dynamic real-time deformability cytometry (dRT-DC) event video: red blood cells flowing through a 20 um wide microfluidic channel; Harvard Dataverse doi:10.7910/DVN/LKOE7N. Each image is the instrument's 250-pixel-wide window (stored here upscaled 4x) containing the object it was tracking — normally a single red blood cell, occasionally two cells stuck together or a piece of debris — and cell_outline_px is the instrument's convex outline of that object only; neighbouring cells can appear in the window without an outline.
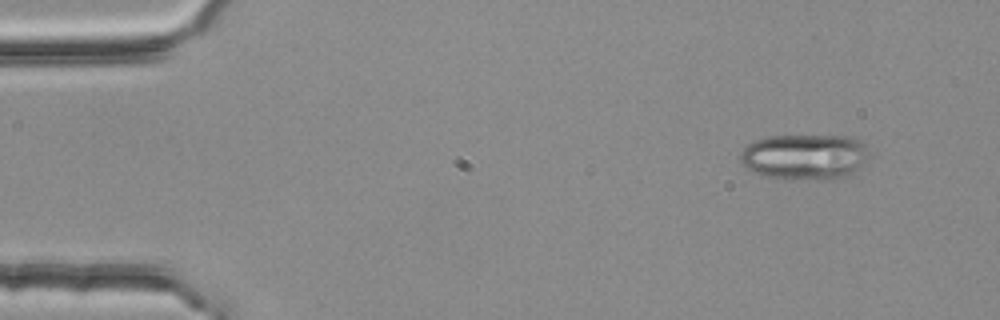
{"species": "common noctule bat (a hibernating species)", "species_latin": "Nyctalus noctula", "temperature_condition": "room temperature", "stored_images_in_passage": 4, "camera_frame_rate_fps": 3000, "um_per_image_px": 0.085, "animal": {"sex": "female", "body_mass_g": 25.1}, "frame": {"image": 1, "passage_image": 4, "time_ms": 1.0, "image_size_px": [1000, 320], "cell_outline_px": [[872, 152], [848, 176], [832, 180], [816, 180], [768, 176], [756, 172], [748, 168], [740, 160], [740, 152], [748, 144], [756, 140], [772, 136], [848, 136], [860, 140]], "centroid_in_image_um": [68.44, 13.31], "position_along_channel_um": 16.6, "area_um2": 33.93}}